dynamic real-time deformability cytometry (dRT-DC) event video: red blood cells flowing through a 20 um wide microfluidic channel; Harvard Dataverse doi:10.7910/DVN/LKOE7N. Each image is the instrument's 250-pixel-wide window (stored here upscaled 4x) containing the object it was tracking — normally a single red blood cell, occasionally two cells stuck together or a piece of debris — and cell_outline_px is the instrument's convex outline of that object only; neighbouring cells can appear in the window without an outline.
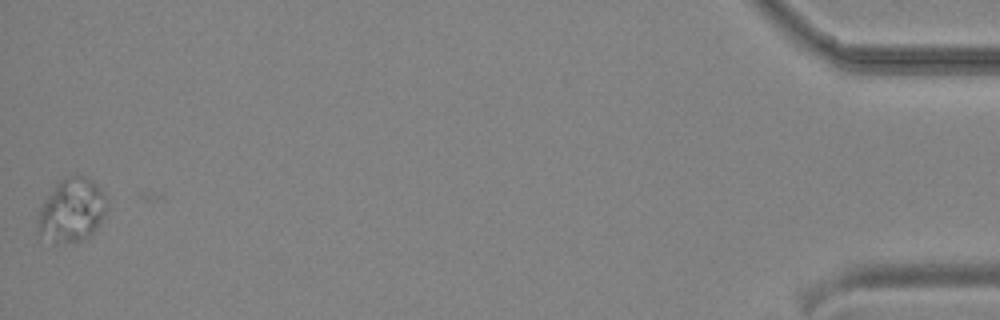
{"species": "common noctule bat (a hibernating species)", "species_latin": "Nyctalus noctula", "temperature_condition": "cold", "stored_images_in_passage": 37, "segment_of_instrument_passage": [2, 2], "camera_frame_rate_fps": 3000, "um_per_image_px": 0.085, "animal": {"sex": "male", "body_mass_g": 19.2, "forearm_length_mm": 51.8}, "frame": {"image": 1, "passage_image": 36, "time_ms": 11.667, "image_size_px": [1000, 320], "cell_outline_px": [[108, 208], [92, 236], [80, 240], [64, 244], [52, 244], [36, 232], [40, 208], [44, 200], [56, 184], [60, 180], [76, 172], [92, 180], [108, 196]], "centroid_in_image_um": [6.11, 17.88], "position_along_channel_um": 429.1, "area_um2": 26.36}}